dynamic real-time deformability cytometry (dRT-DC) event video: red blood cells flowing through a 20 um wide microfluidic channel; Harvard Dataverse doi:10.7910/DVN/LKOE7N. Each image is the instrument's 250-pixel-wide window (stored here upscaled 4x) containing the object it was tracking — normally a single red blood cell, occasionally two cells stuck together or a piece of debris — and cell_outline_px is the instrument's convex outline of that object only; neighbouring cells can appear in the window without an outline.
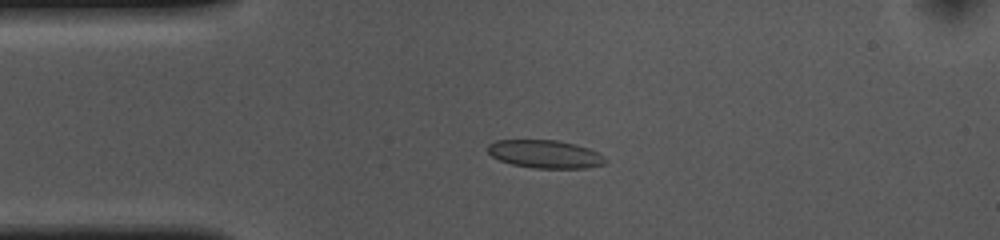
{"species": "common noctule bat (a hibernating species)", "species_latin": "Nyctalus noctula", "temperature_condition": "cold", "stored_images_in_passage": 44, "camera_frame_rate_fps": 3000, "um_per_image_px": 0.085, "animal": {"sex": "female", "body_mass_g": 10.0, "forearm_length_mm": 53.1}, "frame": {"image": 1, "passage_image": 1, "time_ms": 0.0, "image_size_px": [1000, 240], "cell_outline_px": [[608, 160], [604, 164], [588, 168], [536, 168], [512, 164], [500, 160], [492, 156], [488, 152], [488, 144], [496, 140], [556, 140], [576, 144], [588, 148], [604, 156]], "centroid_in_image_um": [46.35, 13.1], "position_along_channel_um": 38.6, "area_um2": 19.19}}
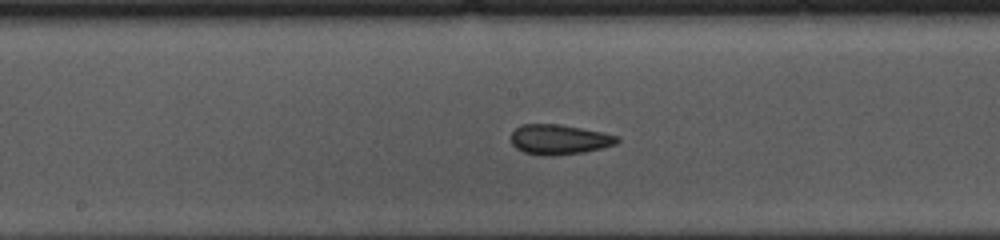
{"frame": {"image": 2, "passage_image": 16, "time_ms": 5.0, "image_size_px": [1000, 240], "cell_outline_px": [[620, 140], [616, 144], [584, 152], [552, 156], [544, 156], [524, 152], [516, 148], [512, 144], [512, 132], [520, 124], [556, 124], [580, 128], [620, 136]], "centroid_in_image_um": [47.52, 11.86], "position_along_channel_um": 200.7, "area_um2": 18.44}}
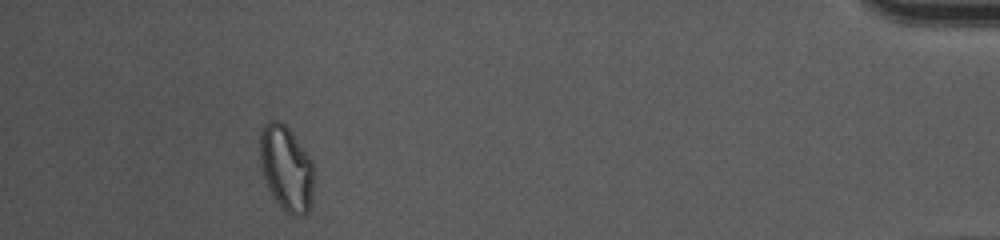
{"frame": {"image": 3, "passage_image": 39, "time_ms": 12.667, "image_size_px": [1000, 240], "cell_outline_px": [[312, 204], [308, 212], [304, 216], [292, 216], [284, 212], [272, 196], [268, 188], [260, 164], [260, 132], [264, 124], [268, 120], [276, 120], [284, 124], [288, 128], [312, 160]], "centroid_in_image_um": [24.32, 14.34], "position_along_channel_um": 410.9, "area_um2": 26.88}, "authors_computed_cell_mechanics": {"area_um2": 18.9584, "velocity_mm_per_s": 3.6089, "shape_relaxation_time_tau1_ms": null, "shape_relaxation_time_tau2_ms": 2.161, "deformation_change_tau1": null, "deformation_change_tau2": 0.0806}}